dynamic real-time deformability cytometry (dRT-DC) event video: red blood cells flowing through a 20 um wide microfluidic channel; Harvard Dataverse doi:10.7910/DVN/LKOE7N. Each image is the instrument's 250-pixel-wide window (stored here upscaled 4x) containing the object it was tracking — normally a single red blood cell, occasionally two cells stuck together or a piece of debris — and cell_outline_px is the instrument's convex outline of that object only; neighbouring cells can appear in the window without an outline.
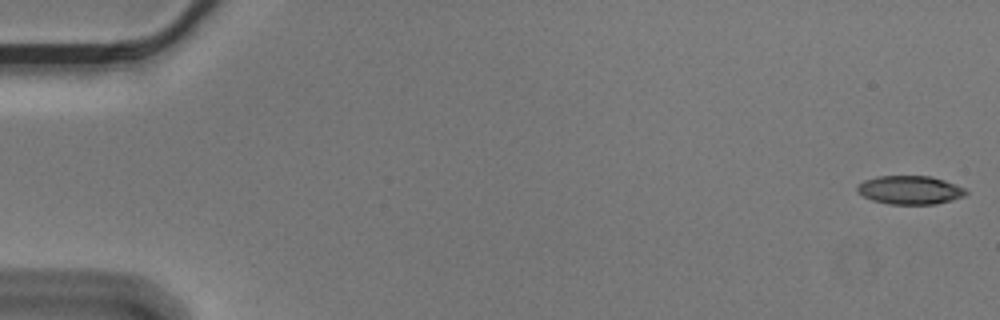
{"species": "Egyptian fruit bat (a non-hibernating species)", "species_latin": "Rousettus aegyptiacus", "temperature_condition": "cold", "stored_images_in_passage": 51, "camera_frame_rate_fps": 3000, "um_per_image_px": 0.085, "animal": {"sex": "male"}, "frame": {"image": 1, "passage_image": 1, "time_ms": 0.0, "image_size_px": [1000, 320], "cell_outline_px": [[968, 192], [964, 196], [952, 200], [936, 204], [888, 204], [872, 200], [864, 196], [856, 188], [864, 180], [880, 176], [932, 176], [956, 184], [964, 188]], "centroid_in_image_um": [77.38, 16.15], "position_along_channel_um": 7.6, "area_um2": 17.98}}
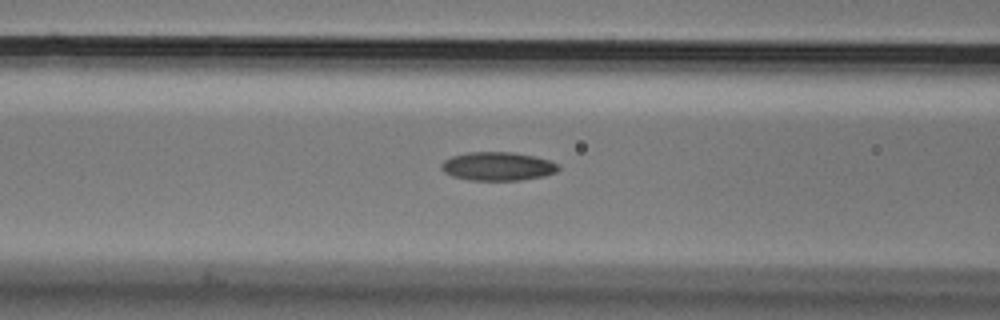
{"frame": {"image": 2, "passage_image": 23, "time_ms": 7.333, "image_size_px": [1000, 320], "cell_outline_px": [[560, 168], [556, 172], [544, 176], [520, 180], [468, 180], [452, 176], [444, 172], [440, 168], [440, 164], [444, 160], [452, 156], [468, 152], [512, 152], [532, 156], [548, 160], [560, 164]], "centroid_in_image_um": [42.29, 14.14], "position_along_channel_um": 124.3, "area_um2": 19.54}}
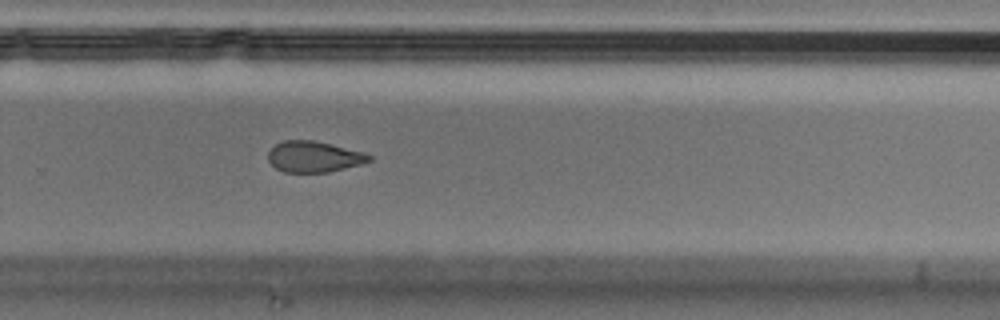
{"frame": {"image": 3, "passage_image": 38, "time_ms": 12.333, "image_size_px": [1000, 320], "cell_outline_px": [[372, 160], [360, 164], [328, 172], [284, 172], [276, 168], [268, 160], [268, 152], [276, 144], [284, 140], [312, 140], [364, 152], [372, 156]], "centroid_in_image_um": [26.67, 13.32], "position_along_channel_um": 303.1, "area_um2": 18.03}, "authors_computed_cell_mechanics": {"area_um2": 19.1318, "velocity_mm_per_s": 3.5775, "shape_relaxation_time_tau1_ms": 8.0994, "shape_relaxation_time_tau2_ms": 4.869, "deformation_change_tau1": 0.1616, "deformation_change_tau2": 0.1188}}